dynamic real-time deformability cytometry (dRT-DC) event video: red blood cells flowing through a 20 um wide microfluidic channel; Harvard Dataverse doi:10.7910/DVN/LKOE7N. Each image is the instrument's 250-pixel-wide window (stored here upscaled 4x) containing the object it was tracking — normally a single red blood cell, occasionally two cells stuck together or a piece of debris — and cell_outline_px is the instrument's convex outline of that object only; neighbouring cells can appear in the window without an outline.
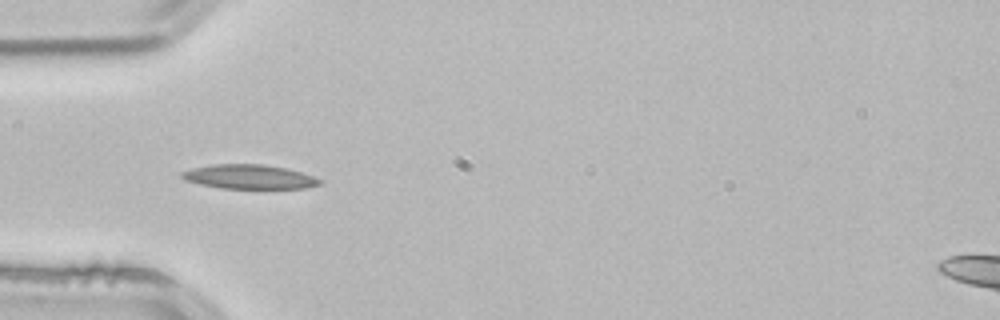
{"species": "common noctule bat (a hibernating species)", "species_latin": "Nyctalus noctula", "temperature_condition": "room temperature", "stored_images_in_passage": 1, "camera_frame_rate_fps": 3000, "um_per_image_px": 0.085, "animal": {"sex": "male", "body_mass_g": 21.5, "forearm_length_mm": 52.0}, "frame": {"image": 1, "passage_image": 1, "time_ms": 0.0, "image_size_px": [1000, 320], "cell_outline_px": [[324, 180], [320, 184], [308, 188], [220, 188], [200, 184], [184, 180], [180, 176], [180, 172], [192, 168], [216, 164], [264, 164], [288, 168]], "centroid_in_image_um": [21.18, 15.02], "position_along_channel_um": 63.8, "area_um2": 19.54}}